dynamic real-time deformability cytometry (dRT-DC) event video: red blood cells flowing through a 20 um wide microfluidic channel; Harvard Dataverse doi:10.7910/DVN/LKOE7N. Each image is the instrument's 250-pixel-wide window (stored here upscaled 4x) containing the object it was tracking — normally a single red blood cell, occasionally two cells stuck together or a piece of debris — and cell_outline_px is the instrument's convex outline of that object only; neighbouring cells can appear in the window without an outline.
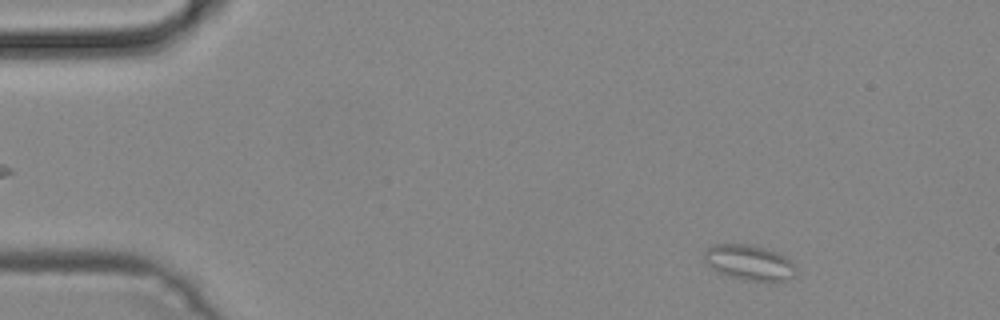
{"species": "common noctule bat (a hibernating species)", "species_latin": "Nyctalus noctula", "temperature_condition": "cold", "stored_images_in_passage": 47, "camera_frame_rate_fps": 3000, "um_per_image_px": 0.085, "animal": {"sex": "male", "body_mass_g": 19.2, "forearm_length_mm": 51.8}, "frame": {"image": 1, "passage_image": 4, "time_ms": 1.0, "image_size_px": [1000, 320], "cell_outline_px": [[796, 276], [788, 280], [748, 280], [728, 276], [716, 272], [704, 260], [704, 252], [712, 244], [748, 244], [764, 248], [776, 252], [788, 260], [796, 268]], "centroid_in_image_um": [63.65, 22.31], "position_along_channel_um": 21.3, "area_um2": 18.61}}
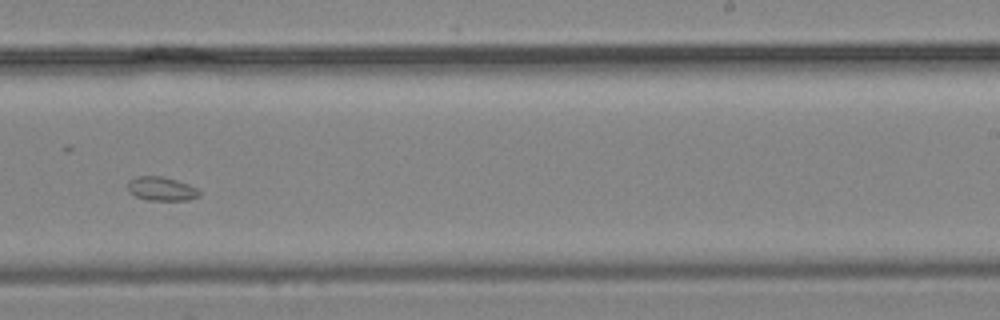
{"frame": {"image": 2, "passage_image": 29, "time_ms": 9.333, "image_size_px": [1000, 320], "cell_outline_px": [[200, 196], [188, 200], [148, 200], [136, 196], [128, 192], [128, 180], [136, 176], [164, 176], [200, 188]], "centroid_in_image_um": [13.74, 16.04], "position_along_channel_um": 275.3, "area_um2": 10.12}}
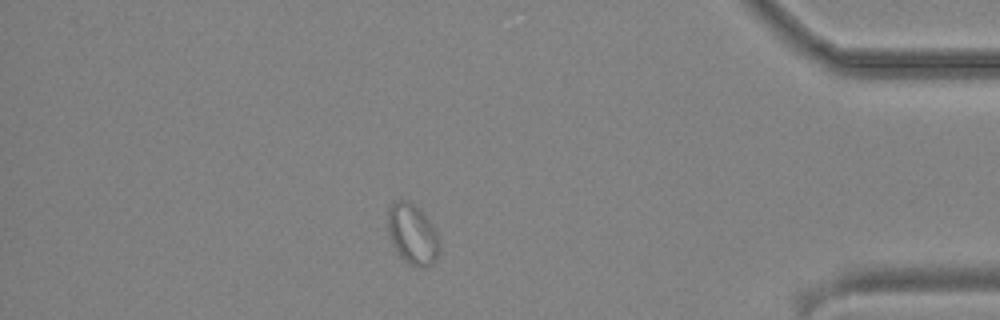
{"frame": {"image": 3, "passage_image": 41, "time_ms": 13.333, "image_size_px": [1000, 320], "cell_outline_px": [[440, 252], [436, 260], [432, 264], [424, 268], [416, 268], [404, 260], [400, 256], [392, 244], [388, 232], [388, 208], [392, 204], [400, 200], [408, 200], [420, 208], [432, 224], [436, 232], [440, 244]], "centroid_in_image_um": [35.08, 19.92], "position_along_channel_um": 400.1, "area_um2": 18.44}}